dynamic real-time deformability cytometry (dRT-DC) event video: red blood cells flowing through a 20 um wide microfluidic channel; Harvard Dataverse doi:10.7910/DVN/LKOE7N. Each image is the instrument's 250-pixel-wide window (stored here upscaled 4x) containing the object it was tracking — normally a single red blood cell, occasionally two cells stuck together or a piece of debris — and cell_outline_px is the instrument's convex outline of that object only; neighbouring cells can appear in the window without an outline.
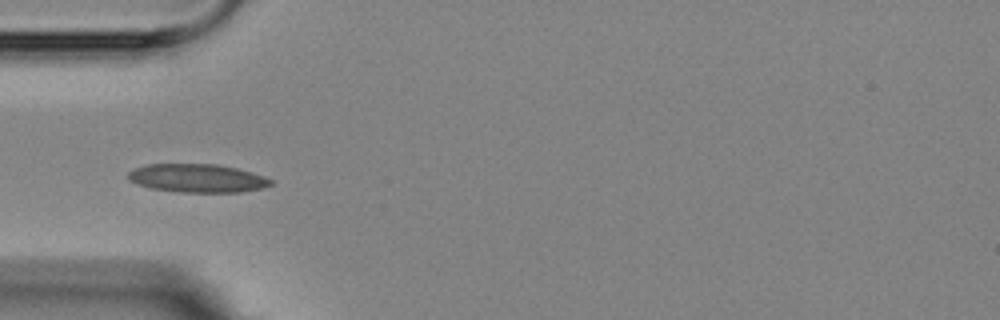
{"species": "Egyptian fruit bat (a non-hibernating species)", "species_latin": "Rousettus aegyptiacus", "temperature_condition": "room temperature", "stored_images_in_passage": 6, "camera_frame_rate_fps": 3000, "um_per_image_px": 0.085, "animal": {"sex": "female"}, "frame": {"image": 1, "passage_image": 4, "time_ms": 3.333, "image_size_px": [1000, 320], "cell_outline_px": [[272, 184], [260, 188], [240, 192], [184, 192], [152, 188], [136, 184], [128, 180], [128, 172], [136, 168], [148, 164], [216, 164], [236, 168], [252, 172], [264, 176], [272, 180]], "centroid_in_image_um": [16.76, 15.14], "position_along_channel_um": 68.2, "area_um2": 23.41}}
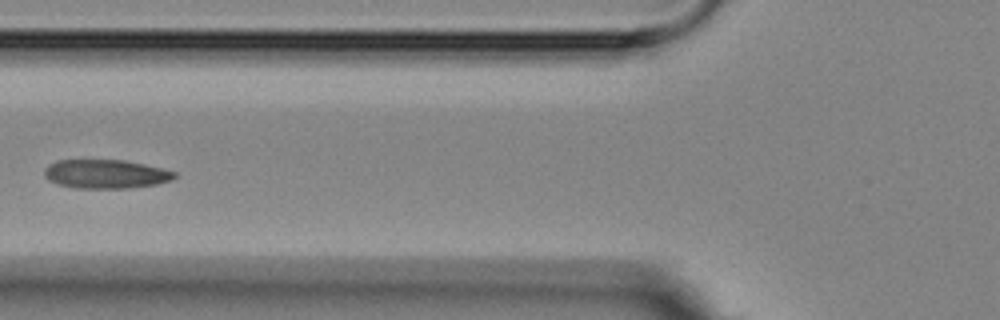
{"frame": {"image": 2, "passage_image": 5, "time_ms": 4.667, "image_size_px": [1000, 320], "cell_outline_px": [[176, 176], [172, 180], [156, 184], [128, 188], [76, 188], [56, 184], [48, 180], [44, 176], [44, 168], [48, 164], [56, 160], [124, 160], [144, 164], [176, 172]], "centroid_in_image_um": [8.94, 14.79], "position_along_channel_um": 116.9, "area_um2": 21.96}}
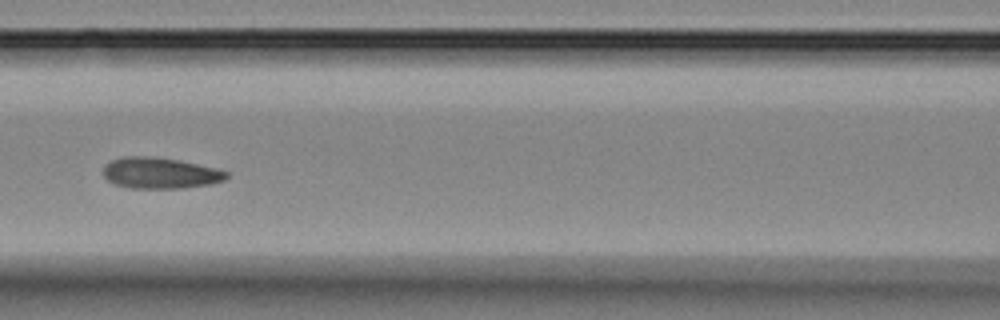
{"frame": {"image": 3, "passage_image": 6, "time_ms": 5.667, "image_size_px": [1000, 320], "cell_outline_px": [[228, 176], [224, 180], [208, 184], [180, 188], [132, 188], [116, 184], [108, 180], [104, 176], [104, 164], [120, 156], [144, 156], [176, 160], [216, 168], [228, 172]], "centroid_in_image_um": [13.58, 14.7], "position_along_channel_um": 153.0, "area_um2": 21.96}}